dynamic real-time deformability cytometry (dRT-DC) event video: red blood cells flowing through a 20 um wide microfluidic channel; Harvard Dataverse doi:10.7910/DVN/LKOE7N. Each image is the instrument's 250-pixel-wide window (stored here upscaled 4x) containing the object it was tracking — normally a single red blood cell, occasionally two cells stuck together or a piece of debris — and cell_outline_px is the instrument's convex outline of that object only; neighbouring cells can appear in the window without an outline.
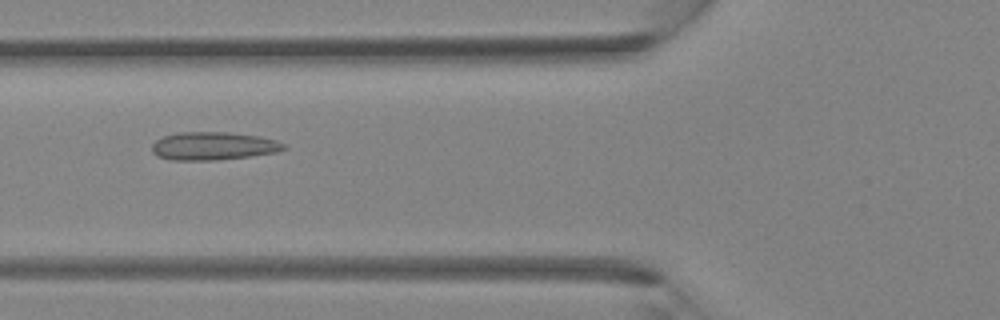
{"species": "Egyptian fruit bat (a non-hibernating species)", "species_latin": "Rousettus aegyptiacus", "temperature_condition": "room temperature", "stored_images_in_passage": 40, "camera_frame_rate_fps": 3000, "um_per_image_px": 0.085, "animal": {"sex": "female"}, "frame": {"image": 1, "passage_image": 15, "time_ms": 4.667, "image_size_px": [1000, 320], "cell_outline_px": [[288, 148], [276, 152], [248, 156], [216, 160], [172, 160], [156, 156], [152, 152], [152, 144], [156, 140], [164, 136], [176, 132], [228, 132], [260, 136], [276, 140], [284, 144]], "centroid_in_image_um": [18.11, 12.4], "position_along_channel_um": 107.7, "area_um2": 21.62}}
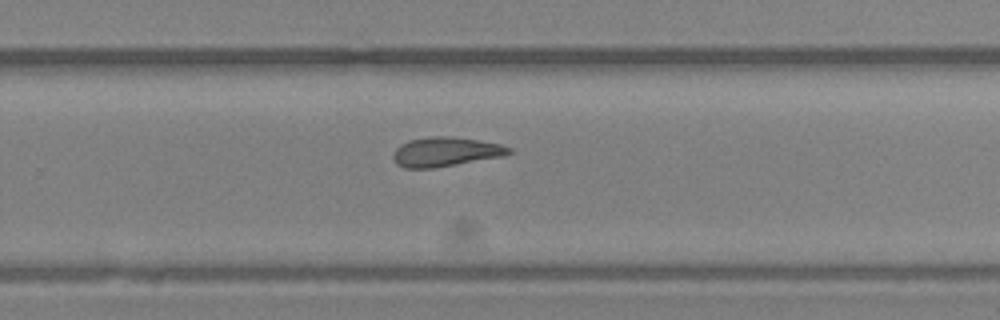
{"frame": {"image": 2, "passage_image": 26, "time_ms": 8.333, "image_size_px": [1000, 320], "cell_outline_px": [[512, 152], [504, 156], [432, 168], [404, 168], [396, 164], [392, 156], [396, 148], [400, 144], [408, 140], [432, 136], [452, 136], [500, 144], [512, 148]], "centroid_in_image_um": [37.85, 12.9], "position_along_channel_um": 292.0, "area_um2": 19.77}}
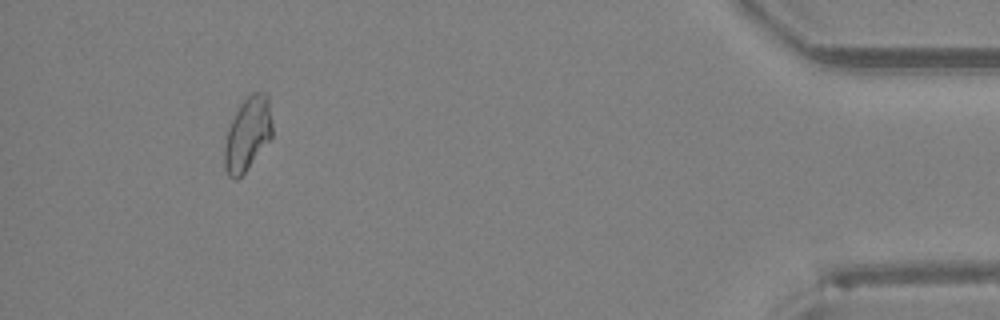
{"frame": {"image": 3, "passage_image": 37, "time_ms": 12.0, "image_size_px": [1000, 320], "cell_outline_px": [[272, 136], [244, 172], [236, 180], [228, 176], [224, 168], [224, 148], [228, 128], [244, 96], [252, 92], [264, 92], [268, 96], [272, 124]], "centroid_in_image_um": [21.03, 11.35], "position_along_channel_um": 414.2, "area_um2": 20.35}}